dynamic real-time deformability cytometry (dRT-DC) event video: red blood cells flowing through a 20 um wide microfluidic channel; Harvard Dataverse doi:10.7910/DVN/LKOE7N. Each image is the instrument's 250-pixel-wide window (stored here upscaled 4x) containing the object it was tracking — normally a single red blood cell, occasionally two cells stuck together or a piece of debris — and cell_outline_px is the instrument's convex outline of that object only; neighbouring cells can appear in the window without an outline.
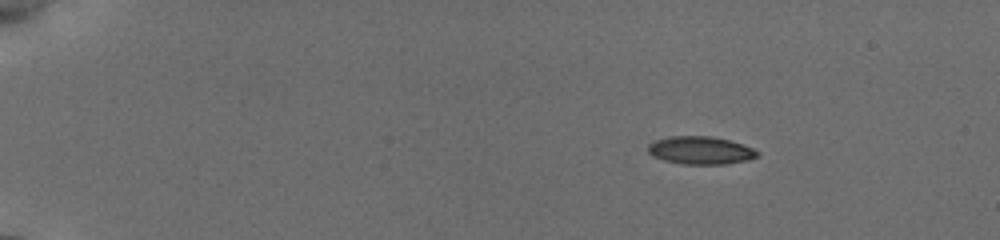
{"species": "common noctule bat (a hibernating species)", "species_latin": "Nyctalus noctula", "temperature_condition": "cold", "stored_images_in_passage": 6, "camera_frame_rate_fps": 3000, "um_per_image_px": 0.085, "animal": {"sex": "female", "body_mass_g": 19.5, "forearm_length_mm": 54.1}, "frame": {"image": 1, "passage_image": 2, "time_ms": 1.0, "image_size_px": [1000, 240], "cell_outline_px": [[760, 156], [748, 160], [724, 164], [680, 164], [664, 160], [652, 156], [648, 152], [648, 144], [656, 140], [672, 136], [712, 136], [728, 140], [752, 148], [760, 152]], "centroid_in_image_um": [59.54, 12.79], "position_along_channel_um": 25.5, "area_um2": 17.74}}
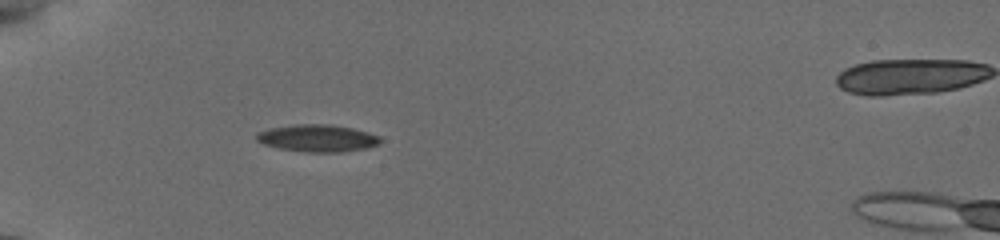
{"frame": {"image": 2, "passage_image": 5, "time_ms": 4.333, "image_size_px": [1000, 240], "cell_outline_px": [[380, 144], [364, 148], [340, 152], [312, 152], [280, 148], [264, 144], [256, 140], [256, 132], [268, 128], [292, 124], [332, 124], [352, 128], [368, 132], [380, 136]], "centroid_in_image_um": [26.97, 11.72], "position_along_channel_um": 58.0, "area_um2": 19.59}}
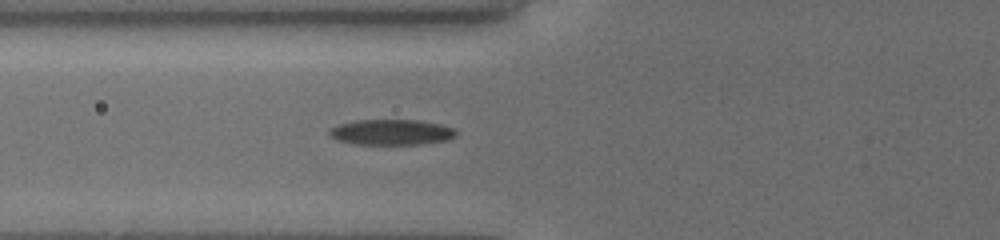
{"frame": {"image": 3, "passage_image": 6, "time_ms": 5.667, "image_size_px": [1000, 240], "cell_outline_px": [[456, 136], [448, 140], [424, 144], [356, 144], [336, 140], [328, 132], [332, 128], [340, 124], [356, 120], [416, 120], [440, 124], [452, 128], [456, 132]], "centroid_in_image_um": [33.29, 11.24], "position_along_channel_um": 92.5, "area_um2": 18.73}}